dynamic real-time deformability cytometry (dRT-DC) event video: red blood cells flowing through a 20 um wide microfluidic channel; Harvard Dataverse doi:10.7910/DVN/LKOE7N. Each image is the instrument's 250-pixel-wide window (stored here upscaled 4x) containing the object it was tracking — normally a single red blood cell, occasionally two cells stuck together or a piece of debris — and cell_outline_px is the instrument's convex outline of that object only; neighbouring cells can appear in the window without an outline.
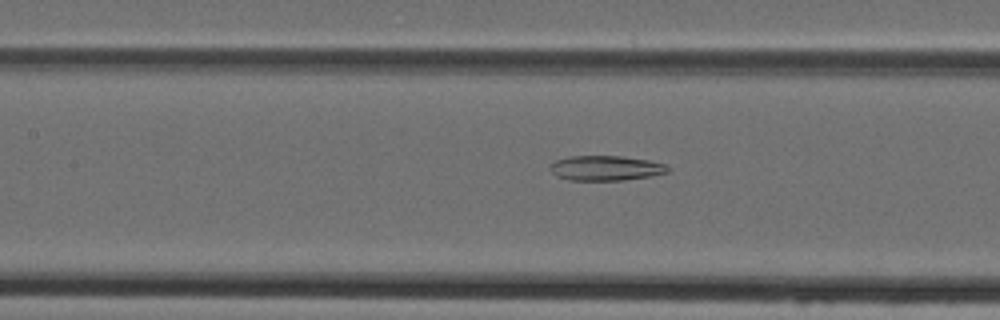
{"species": "Egyptian fruit bat (a non-hibernating species)", "species_latin": "Rousettus aegyptiacus", "temperature_condition": "cold", "stored_images_in_passage": 6, "camera_frame_rate_fps": 3000, "um_per_image_px": 0.085, "animal": {"sex": "female"}, "frame": {"image": 1, "passage_image": 6, "time_ms": 7.0, "image_size_px": [1000, 320], "cell_outline_px": [[672, 168], [668, 172], [652, 176], [624, 180], [568, 180], [556, 176], [552, 172], [552, 164], [556, 160], [568, 156], [624, 156], [648, 160], [664, 164]], "centroid_in_image_um": [51.53, 14.29], "position_along_channel_um": 155.9, "area_um2": 17.11}}